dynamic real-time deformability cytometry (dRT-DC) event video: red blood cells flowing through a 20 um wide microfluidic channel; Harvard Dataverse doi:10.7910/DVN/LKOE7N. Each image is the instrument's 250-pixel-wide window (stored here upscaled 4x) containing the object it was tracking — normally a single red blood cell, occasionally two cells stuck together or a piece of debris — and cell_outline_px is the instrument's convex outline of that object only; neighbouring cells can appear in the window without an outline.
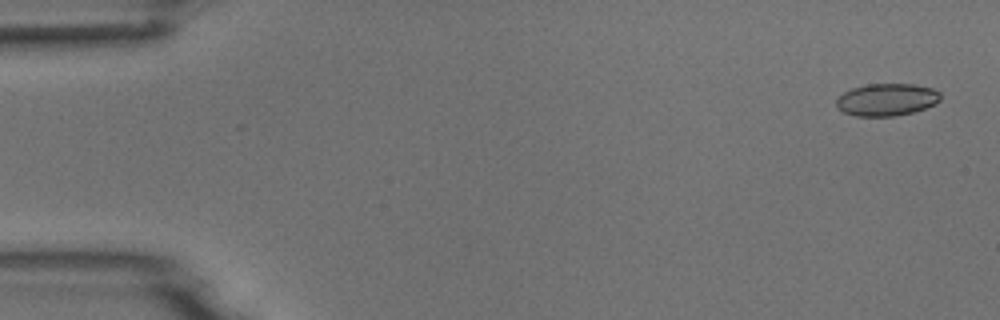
{"species": "common noctule bat (a hibernating species)", "species_latin": "Nyctalus noctula", "temperature_condition": "room temperature", "stored_images_in_passage": 5, "camera_frame_rate_fps": 3000, "um_per_image_px": 0.085, "animal": {"sex": "male", "body_mass_g": 18.8}, "frame": {"image": 1, "passage_image": 1, "time_ms": 0.0, "image_size_px": [1000, 320], "cell_outline_px": [[940, 100], [936, 104], [912, 112], [896, 116], [856, 116], [844, 112], [836, 104], [836, 100], [844, 92], [852, 88], [868, 84], [912, 84], [932, 88], [940, 92]], "centroid_in_image_um": [75.39, 8.47], "position_along_channel_um": 9.6, "area_um2": 19.48}}
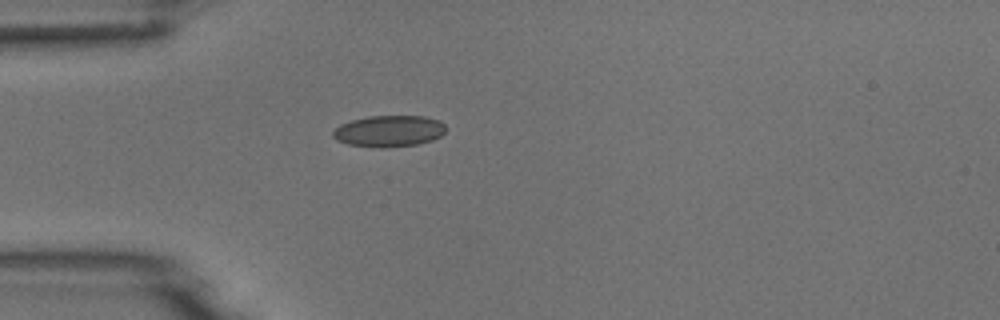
{"frame": {"image": 2, "passage_image": 5, "time_ms": 4.333, "image_size_px": [1000, 320], "cell_outline_px": [[444, 132], [440, 136], [432, 140], [416, 144], [380, 148], [372, 148], [348, 144], [336, 140], [332, 136], [332, 132], [340, 124], [352, 120], [368, 116], [424, 116], [440, 120], [444, 124]], "centroid_in_image_um": [33.03, 11.14], "position_along_channel_um": 52.0, "area_um2": 20.69}}